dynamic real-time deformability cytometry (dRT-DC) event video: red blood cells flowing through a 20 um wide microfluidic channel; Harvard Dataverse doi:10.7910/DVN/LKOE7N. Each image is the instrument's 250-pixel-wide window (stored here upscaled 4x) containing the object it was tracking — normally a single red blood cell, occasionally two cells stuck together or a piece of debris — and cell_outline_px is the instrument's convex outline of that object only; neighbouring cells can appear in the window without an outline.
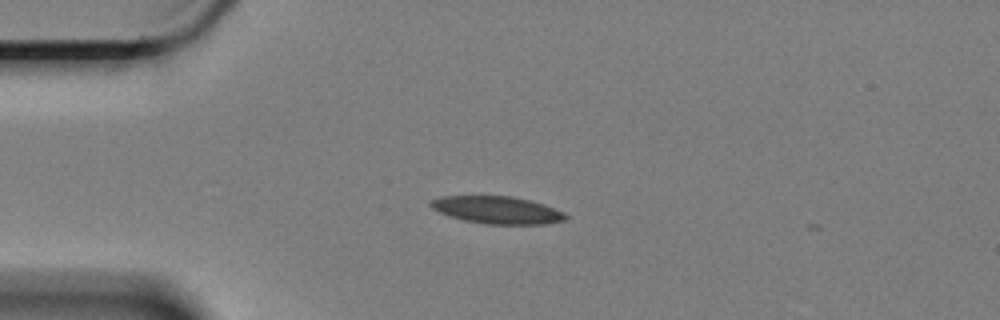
{"species": "Egyptian fruit bat (a non-hibernating species)", "species_latin": "Rousettus aegyptiacus", "temperature_condition": "cold", "stored_images_in_passage": 2, "camera_frame_rate_fps": 3000, "um_per_image_px": 0.085, "animal": {"sex": "female"}, "frame": {"image": 1, "passage_image": 1, "time_ms": 0.0, "image_size_px": [1000, 320], "cell_outline_px": [[568, 216], [564, 220], [544, 224], [488, 224], [464, 220], [448, 216], [432, 208], [428, 204], [432, 200], [440, 196], [512, 196], [532, 200], [544, 204], [564, 212]], "centroid_in_image_um": [42.26, 17.84], "position_along_channel_um": 42.7, "area_um2": 21.56}}